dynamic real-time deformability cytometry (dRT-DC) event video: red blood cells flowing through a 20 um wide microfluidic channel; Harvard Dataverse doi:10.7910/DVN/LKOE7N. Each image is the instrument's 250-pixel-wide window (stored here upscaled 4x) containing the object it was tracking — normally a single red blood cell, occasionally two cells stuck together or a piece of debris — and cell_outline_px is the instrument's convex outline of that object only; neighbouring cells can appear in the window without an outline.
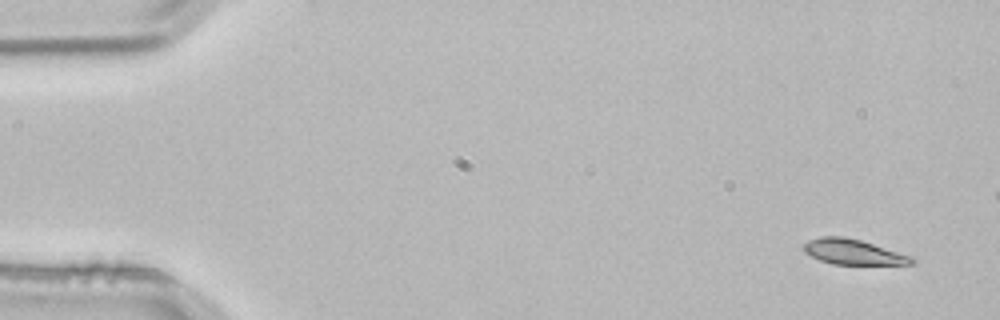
{"species": "common noctule bat (a hibernating species)", "species_latin": "Nyctalus noctula", "temperature_condition": "room temperature", "stored_images_in_passage": 3, "camera_frame_rate_fps": 3000, "um_per_image_px": 0.085, "animal": {"sex": "male", "body_mass_g": 21.5, "forearm_length_mm": 52.0}, "frame": {"image": 1, "passage_image": 1, "time_ms": 0.0, "image_size_px": [1000, 320], "cell_outline_px": [[916, 260], [912, 264], [832, 264], [820, 260], [804, 252], [804, 244], [808, 240], [820, 236], [840, 236], [860, 240], [916, 256]], "centroid_in_image_um": [72.58, 21.41], "position_along_channel_um": 12.4, "area_um2": 16.01}}
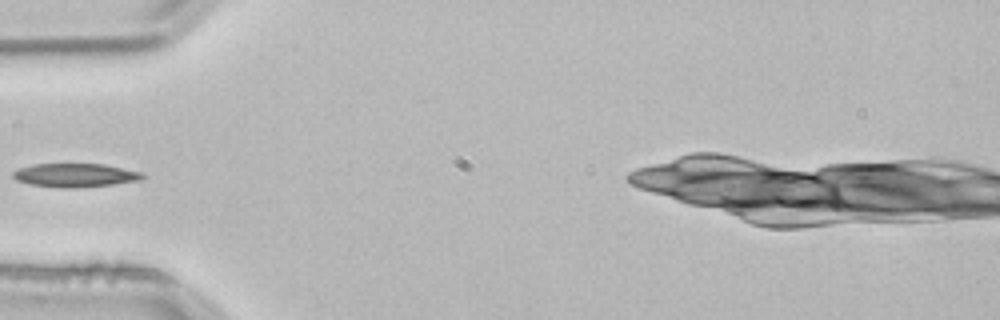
{"frame": {"image": 2, "passage_image": 3, "time_ms": 0.667, "image_size_px": [1000, 320], "cell_outline_px": [[148, 176], [140, 180], [112, 184], [76, 188], [60, 188], [32, 184], [16, 180], [12, 176], [12, 172], [16, 168], [32, 164], [104, 164], [140, 172]], "centroid_in_image_um": [6.36, 14.89], "position_along_channel_um": 78.6, "area_um2": 17.86}}